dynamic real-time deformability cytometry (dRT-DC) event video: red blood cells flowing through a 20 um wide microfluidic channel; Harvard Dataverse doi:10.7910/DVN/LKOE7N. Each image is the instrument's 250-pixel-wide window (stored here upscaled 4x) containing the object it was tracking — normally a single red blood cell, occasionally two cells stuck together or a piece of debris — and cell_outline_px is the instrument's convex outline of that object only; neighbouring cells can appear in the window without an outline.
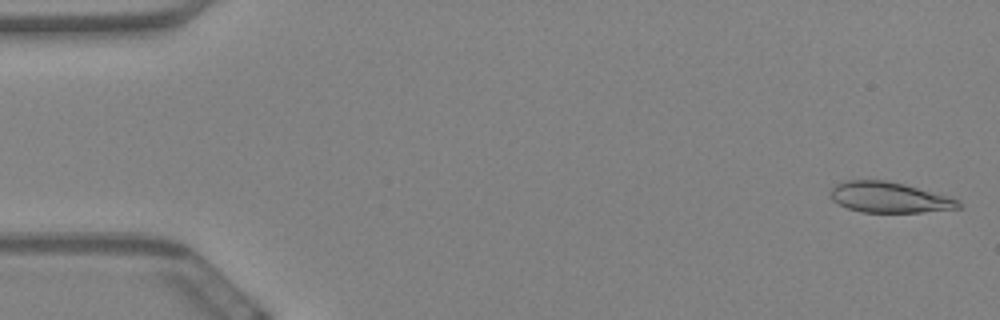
{"species": "Egyptian fruit bat (a non-hibernating species)", "species_latin": "Rousettus aegyptiacus", "temperature_condition": "warm", "stored_images_in_passage": 60, "camera_frame_rate_fps": 3000, "um_per_image_px": 0.085, "animal": {"sex": "female"}, "frame": {"image": 1, "passage_image": 2, "time_ms": 0.333, "image_size_px": [1000, 320], "cell_outline_px": [[960, 208], [920, 212], [860, 212], [848, 208], [832, 200], [832, 188], [836, 184], [844, 180], [884, 180], [904, 184], [948, 196], [960, 200]], "centroid_in_image_um": [75.59, 16.77], "position_along_channel_um": 9.4, "area_um2": 22.6}}
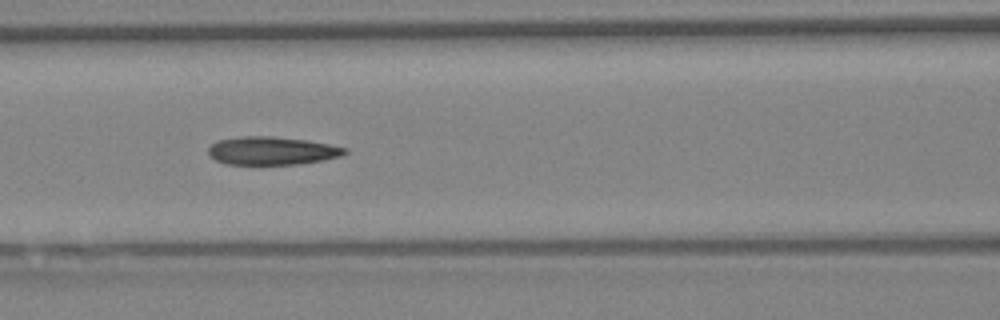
{"frame": {"image": 2, "passage_image": 26, "time_ms": 8.333, "image_size_px": [1000, 320], "cell_outline_px": [[348, 152], [340, 156], [324, 160], [300, 164], [224, 164], [208, 156], [208, 148], [216, 140], [240, 136], [272, 136], [308, 140], [348, 148]], "centroid_in_image_um": [23.09, 12.81], "position_along_channel_um": 143.5, "area_um2": 22.6}}
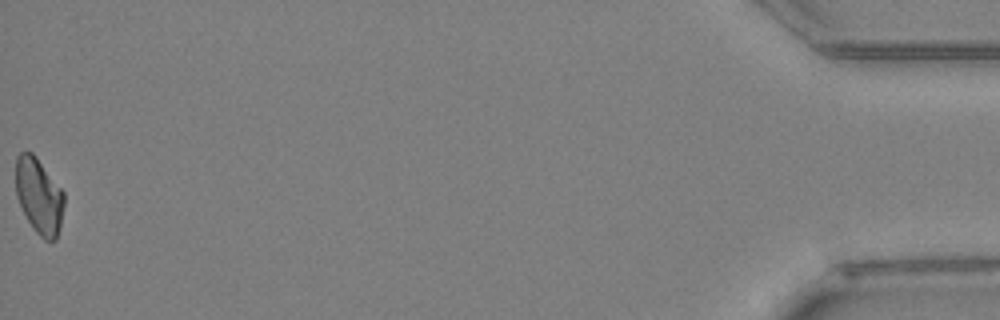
{"frame": {"image": 3, "passage_image": 60, "time_ms": 19.667, "image_size_px": [1000, 320], "cell_outline_px": [[64, 204], [60, 224], [56, 240], [44, 240], [36, 232], [28, 220], [16, 196], [16, 156], [20, 152], [32, 152], [36, 156], [64, 192]], "centroid_in_image_um": [3.31, 16.64], "position_along_channel_um": 431.9, "area_um2": 21.15}, "authors_computed_cell_mechanics": {"area_um2": 22.6287, "velocity_mm_per_s": 3.4426, "shape_relaxation_time_tau1_ms": 11.0179, "shape_relaxation_time_tau2_ms": 8.2268, "deformation_change_tau1": 0.1885, "deformation_change_tau2": 0.1551}}